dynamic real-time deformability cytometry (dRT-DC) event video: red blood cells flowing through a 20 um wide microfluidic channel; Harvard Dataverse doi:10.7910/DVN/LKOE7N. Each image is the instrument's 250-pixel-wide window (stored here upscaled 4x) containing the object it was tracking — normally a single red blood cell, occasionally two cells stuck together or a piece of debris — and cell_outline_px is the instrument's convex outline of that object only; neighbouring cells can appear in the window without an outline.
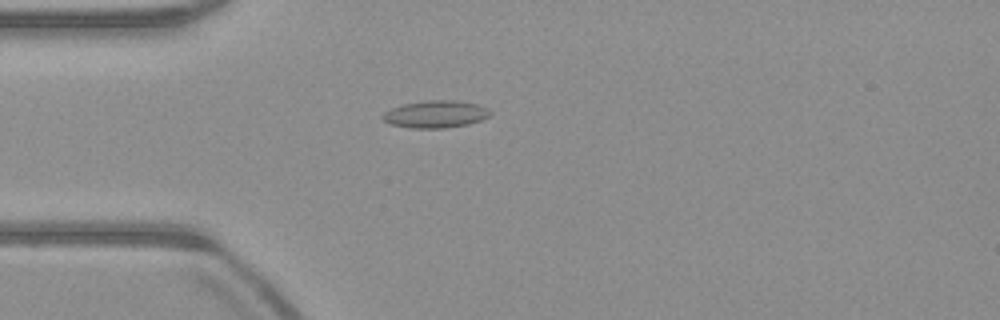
{"species": "common noctule bat (a hibernating species)", "species_latin": "Nyctalus noctula", "temperature_condition": "warm", "stored_images_in_passage": 52, "camera_frame_rate_fps": 3000, "um_per_image_px": 0.085, "animal": {"sex": "male", "body_mass_g": 23.1, "forearm_length_mm": 52.7}, "frame": {"image": 1, "passage_image": 14, "time_ms": 4.333, "image_size_px": [1000, 320], "cell_outline_px": [[492, 112], [488, 116], [480, 120], [468, 124], [444, 128], [408, 128], [392, 124], [384, 120], [380, 116], [384, 112], [392, 108], [404, 104], [428, 100], [456, 100], [476, 104], [488, 108]], "centroid_in_image_um": [37.02, 9.7], "position_along_channel_um": 48.0, "area_um2": 16.99}}
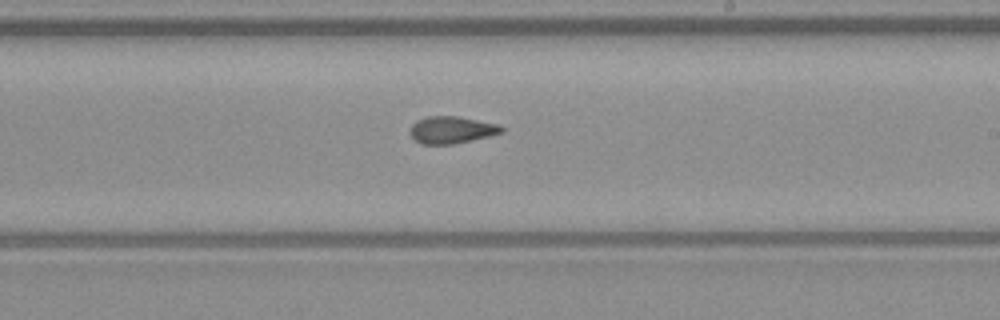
{"frame": {"image": 2, "passage_image": 30, "time_ms": 9.667, "image_size_px": [1000, 320], "cell_outline_px": [[504, 132], [488, 136], [452, 144], [420, 144], [408, 132], [412, 124], [416, 120], [428, 116], [460, 116], [500, 124], [504, 128]], "centroid_in_image_um": [38.39, 11.02], "position_along_channel_um": 250.6, "area_um2": 14.57}}
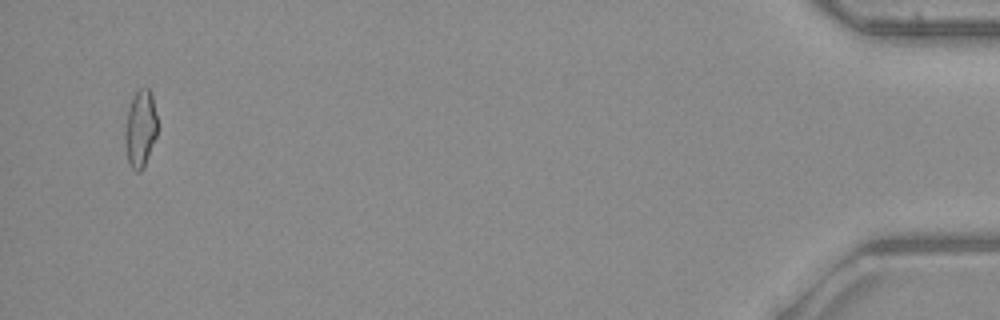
{"frame": {"image": 3, "passage_image": 50, "time_ms": 16.333, "image_size_px": [1000, 320], "cell_outline_px": [[156, 136], [144, 168], [140, 172], [136, 172], [132, 168], [128, 160], [124, 144], [124, 128], [128, 108], [132, 96], [140, 88], [148, 88], [152, 92], [156, 116]], "centroid_in_image_um": [11.91, 10.93], "position_along_channel_um": 423.3, "area_um2": 14.74}, "authors_computed_cell_mechanics": {"area_um2": 14.7968, "velocity_mm_per_s": 3.9843, "shape_relaxation_time_tau1_ms": null, "shape_relaxation_time_tau2_ms": 2.3968, "deformation_change_tau1": null, "deformation_change_tau2": 0.0862}}